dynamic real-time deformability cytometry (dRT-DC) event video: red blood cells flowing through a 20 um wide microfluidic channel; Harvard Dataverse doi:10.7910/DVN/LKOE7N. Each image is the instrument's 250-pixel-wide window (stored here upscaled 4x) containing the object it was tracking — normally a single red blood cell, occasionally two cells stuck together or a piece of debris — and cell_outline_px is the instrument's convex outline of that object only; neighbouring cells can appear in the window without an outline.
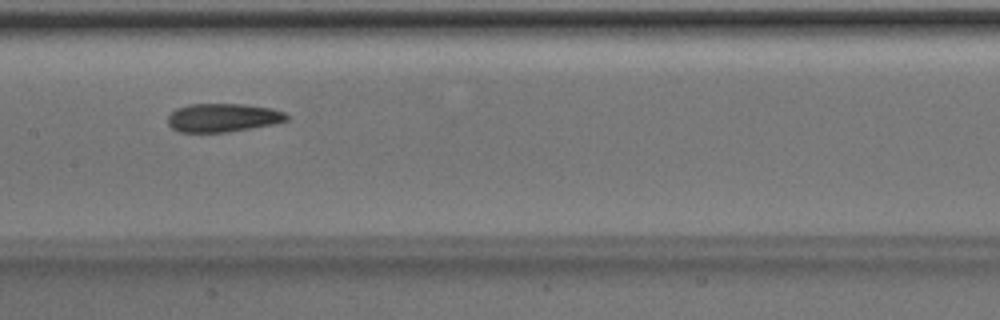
{"species": "Egyptian fruit bat (a non-hibernating species)", "species_latin": "Rousettus aegyptiacus", "temperature_condition": "room temperature", "stored_images_in_passage": 50, "camera_frame_rate_fps": 3000, "um_per_image_px": 0.085, "animal": {"sex": "male"}, "frame": {"image": 1, "passage_image": 25, "time_ms": 8.0, "image_size_px": [1000, 320], "cell_outline_px": [[288, 120], [276, 124], [228, 132], [176, 132], [168, 124], [168, 116], [176, 108], [188, 104], [244, 104], [272, 108], [284, 112], [288, 116]], "centroid_in_image_um": [18.95, 10.0], "position_along_channel_um": 188.5, "area_um2": 19.94}}
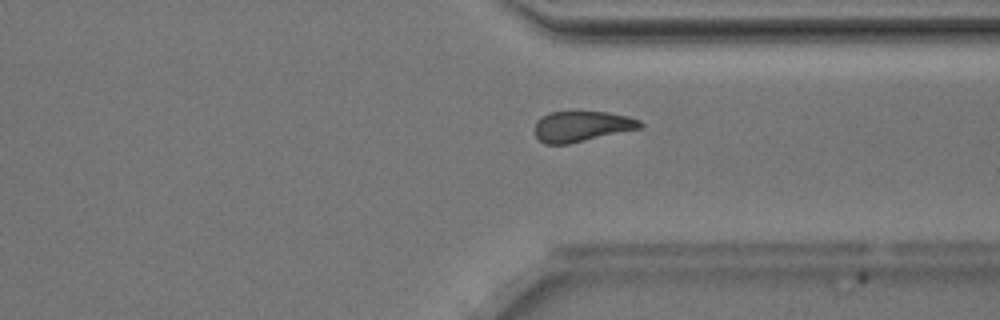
{"frame": {"image": 2, "passage_image": 38, "time_ms": 12.333, "image_size_px": [1000, 320], "cell_outline_px": [[644, 124], [640, 128], [568, 144], [544, 144], [536, 136], [536, 120], [548, 112], [608, 112], [628, 116], [640, 120]], "centroid_in_image_um": [49.45, 10.73], "position_along_channel_um": 362.0, "area_um2": 18.61}}
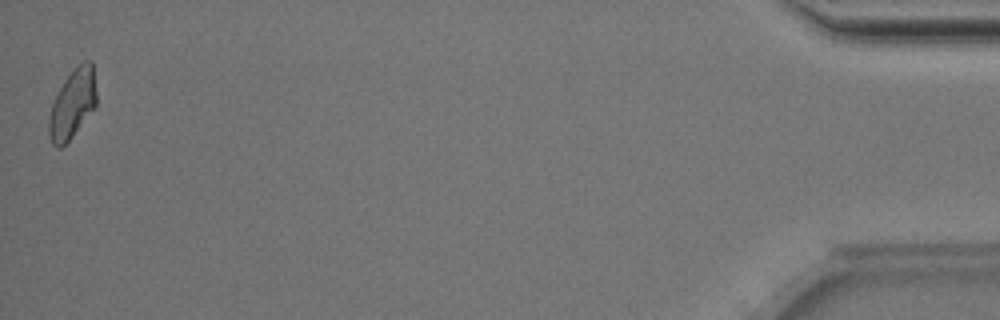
{"frame": {"image": 3, "passage_image": 50, "time_ms": 16.333, "image_size_px": [1000, 320], "cell_outline_px": [[96, 108], [72, 136], [60, 148], [56, 148], [52, 144], [48, 132], [48, 116], [52, 104], [64, 80], [84, 60], [92, 60], [96, 92]], "centroid_in_image_um": [6.17, 8.86], "position_along_channel_um": 429.0, "area_um2": 19.02}, "authors_computed_cell_mechanics": {"area_um2": 19.9121, "velocity_mm_per_s": 3.9992, "shape_relaxation_time_tau1_ms": 3.1417, "shape_relaxation_time_tau2_ms": 2.579, "deformation_change_tau1": 0.1273, "deformation_change_tau2": 0.0981}}